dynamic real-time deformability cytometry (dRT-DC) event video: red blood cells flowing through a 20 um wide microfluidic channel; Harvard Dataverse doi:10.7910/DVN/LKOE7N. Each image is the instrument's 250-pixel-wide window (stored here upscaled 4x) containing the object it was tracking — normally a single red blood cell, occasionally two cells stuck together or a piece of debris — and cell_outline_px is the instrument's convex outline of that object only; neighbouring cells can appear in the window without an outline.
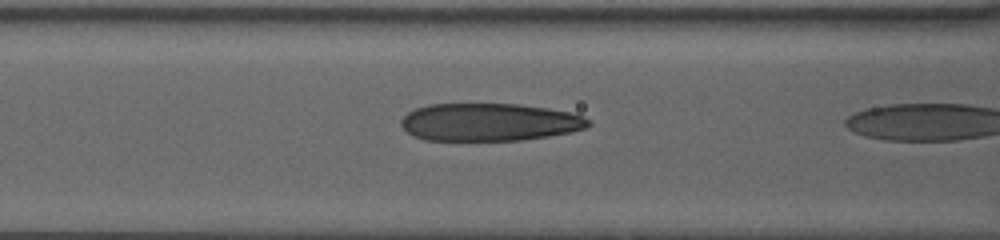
{"species": "human", "species_latin": "Homo sapiens", "temperature_condition": "warm", "stored_images_in_passage": 27, "camera_frame_rate_fps": 3000, "um_per_image_px": 0.085, "donor": {"sex": "female"}, "frame": {"image": 1, "passage_image": 26, "time_ms": 8.333, "image_size_px": [1000, 240], "cell_outline_px": [[592, 124], [584, 128], [572, 132], [548, 136], [520, 140], [424, 140], [412, 136], [400, 124], [400, 120], [408, 112], [416, 108], [428, 104], [520, 104], [548, 108], [568, 112], [584, 116], [592, 120]], "centroid_in_image_um": [41.6, 10.38], "position_along_channel_um": 125.0, "area_um2": 41.33}}